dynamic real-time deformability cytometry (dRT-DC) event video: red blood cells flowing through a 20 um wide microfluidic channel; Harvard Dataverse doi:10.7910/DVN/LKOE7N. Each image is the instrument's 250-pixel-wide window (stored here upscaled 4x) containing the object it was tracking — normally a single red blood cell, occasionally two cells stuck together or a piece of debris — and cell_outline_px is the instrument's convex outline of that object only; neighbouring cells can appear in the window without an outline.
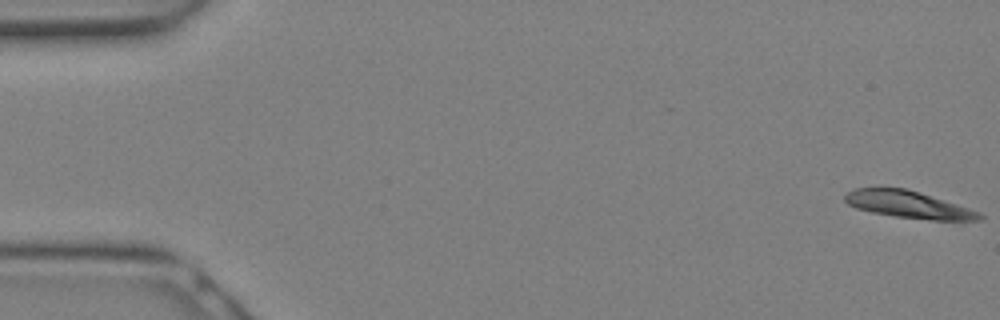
{"species": "Egyptian fruit bat (a non-hibernating species)", "species_latin": "Rousettus aegyptiacus", "temperature_condition": "warm", "stored_images_in_passage": 6, "camera_frame_rate_fps": 3000, "um_per_image_px": 0.085, "animal": {"sex": "female"}, "frame": {"image": 1, "passage_image": 1, "time_ms": 0.0, "image_size_px": [1000, 320], "cell_outline_px": [[984, 216], [980, 220], [932, 220], [896, 216], [872, 212], [856, 208], [848, 204], [844, 200], [844, 196], [848, 192], [856, 188], [904, 188], [968, 208], [980, 212]], "centroid_in_image_um": [77.19, 17.4], "position_along_channel_um": 7.8, "area_um2": 20.69}}